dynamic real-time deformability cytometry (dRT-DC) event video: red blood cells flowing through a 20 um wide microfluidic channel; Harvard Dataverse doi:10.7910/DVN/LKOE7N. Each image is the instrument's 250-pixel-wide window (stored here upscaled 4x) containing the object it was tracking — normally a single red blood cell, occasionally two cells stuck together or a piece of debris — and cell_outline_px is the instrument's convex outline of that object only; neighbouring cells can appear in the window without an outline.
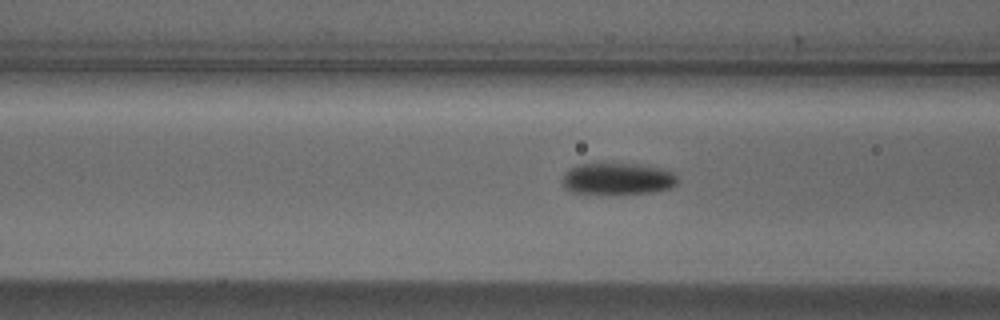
{"species": "Egyptian fruit bat (a non-hibernating species)", "species_latin": "Rousettus aegyptiacus", "temperature_condition": "cold", "stored_images_in_passage": 14, "camera_frame_rate_fps": 3000, "um_per_image_px": 0.085, "animal": {"sex": "male"}, "frame": {"image": 1, "passage_image": 12, "time_ms": 3.667, "image_size_px": [1000, 320], "cell_outline_px": [[680, 180], [672, 188], [652, 192], [612, 196], [572, 192], [564, 188], [564, 176], [568, 168], [580, 164], [636, 164], [664, 168], [672, 172]], "centroid_in_image_um": [52.53, 15.23], "position_along_channel_um": 114.1, "area_um2": 21.91}}